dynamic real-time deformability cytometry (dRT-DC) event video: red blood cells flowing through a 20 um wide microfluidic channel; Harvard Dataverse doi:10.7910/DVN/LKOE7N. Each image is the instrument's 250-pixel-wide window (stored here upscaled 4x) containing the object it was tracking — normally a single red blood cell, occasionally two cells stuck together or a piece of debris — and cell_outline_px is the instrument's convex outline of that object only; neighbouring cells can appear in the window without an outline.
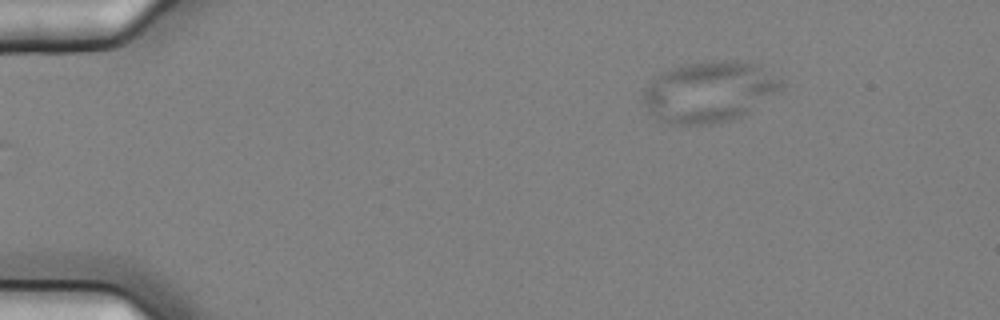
{"species": "common noctule bat (a hibernating species)", "species_latin": "Nyctalus noctula", "temperature_condition": "cold", "stored_images_in_passage": 5, "segment_of_instrument_passage": [2, 2], "camera_frame_rate_fps": 3000, "um_per_image_px": 0.085, "animal": {"sex": "female", "body_mass_g": 25.1}, "frame": {"image": 1, "passage_image": 5, "time_ms": 1.333, "image_size_px": [1000, 320], "cell_outline_px": [[780, 88], [748, 112], [740, 116], [728, 120], [708, 124], [672, 124], [656, 120], [644, 104], [644, 88], [660, 72], [668, 68], [684, 64], [724, 60], [744, 60], [756, 64], [780, 80]], "centroid_in_image_um": [60.19, 7.79], "position_along_channel_um": 24.8, "area_um2": 48.26}}